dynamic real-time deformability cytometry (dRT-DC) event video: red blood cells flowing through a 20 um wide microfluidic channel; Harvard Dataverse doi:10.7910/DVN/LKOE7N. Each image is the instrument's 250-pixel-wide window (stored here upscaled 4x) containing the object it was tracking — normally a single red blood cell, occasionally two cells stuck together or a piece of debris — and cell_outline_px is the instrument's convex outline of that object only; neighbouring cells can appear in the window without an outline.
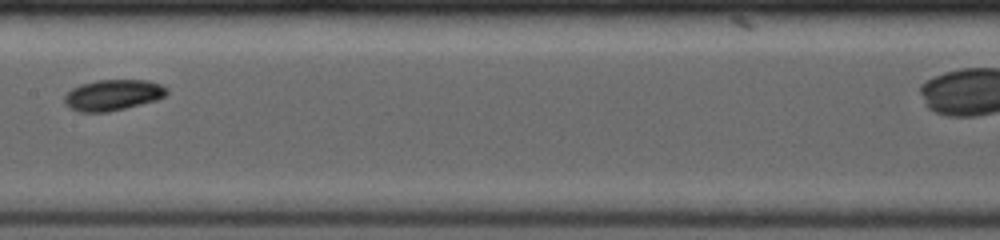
{"species": "common noctule bat (a hibernating species)", "species_latin": "Nyctalus noctula", "temperature_condition": "room temperature", "stored_images_in_passage": 24, "camera_frame_rate_fps": 4000, "um_per_image_px": 0.085, "animal": {"sex": "female", "body_mass_g": 19.0, "forearm_length_mm": 53.3}, "frame": {"image": 1, "passage_image": 8, "time_ms": 4.25, "image_size_px": [1000, 240], "cell_outline_px": [[168, 92], [164, 96], [156, 100], [108, 112], [80, 112], [64, 104], [64, 96], [72, 88], [80, 84], [96, 80], [148, 80], [160, 84], [168, 88]], "centroid_in_image_um": [9.59, 8.07], "position_along_channel_um": 197.8, "area_um2": 18.38}}
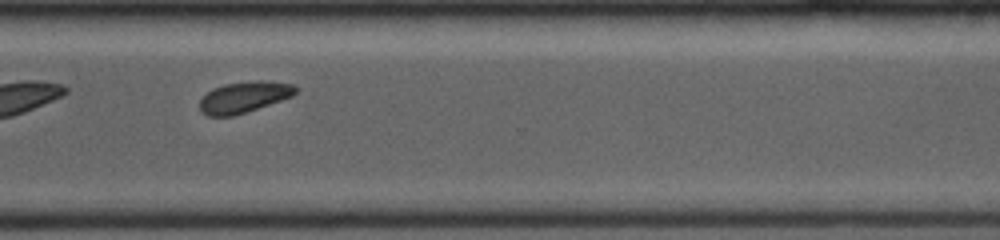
{"frame": {"image": 2, "passage_image": 15, "time_ms": 8.0, "image_size_px": [1000, 240], "cell_outline_px": [[296, 92], [292, 96], [232, 116], [208, 116], [200, 112], [200, 100], [212, 88], [224, 84], [256, 80], [260, 80], [292, 84], [296, 88]], "centroid_in_image_um": [20.69, 8.25], "position_along_channel_um": 349.9, "area_um2": 17.05}}